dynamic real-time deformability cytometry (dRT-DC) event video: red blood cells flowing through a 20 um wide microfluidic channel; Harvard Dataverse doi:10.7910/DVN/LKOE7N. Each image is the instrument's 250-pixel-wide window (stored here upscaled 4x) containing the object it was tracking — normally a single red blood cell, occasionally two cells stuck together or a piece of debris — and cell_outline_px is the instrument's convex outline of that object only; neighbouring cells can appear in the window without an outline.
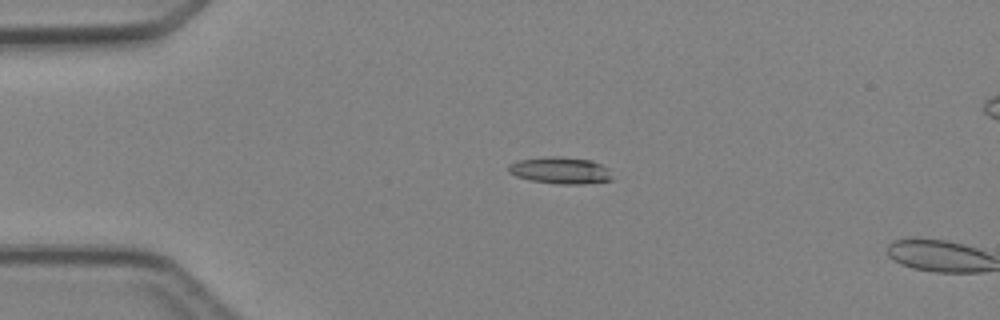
{"species": "Egyptian fruit bat (a non-hibernating species)", "species_latin": "Rousettus aegyptiacus", "temperature_condition": "cold", "stored_images_in_passage": 2, "camera_frame_rate_fps": 3000, "um_per_image_px": 0.085, "animal": {"sex": "female"}, "frame": {"image": 1, "passage_image": 1, "time_ms": 0.0, "image_size_px": [1000, 320], "cell_outline_px": [[612, 180], [580, 184], [560, 184], [528, 180], [516, 176], [508, 172], [508, 164], [520, 160], [544, 156], [560, 156], [592, 160], [608, 168]], "centroid_in_image_um": [47.6, 14.47], "position_along_channel_um": 37.4, "area_um2": 16.24}}